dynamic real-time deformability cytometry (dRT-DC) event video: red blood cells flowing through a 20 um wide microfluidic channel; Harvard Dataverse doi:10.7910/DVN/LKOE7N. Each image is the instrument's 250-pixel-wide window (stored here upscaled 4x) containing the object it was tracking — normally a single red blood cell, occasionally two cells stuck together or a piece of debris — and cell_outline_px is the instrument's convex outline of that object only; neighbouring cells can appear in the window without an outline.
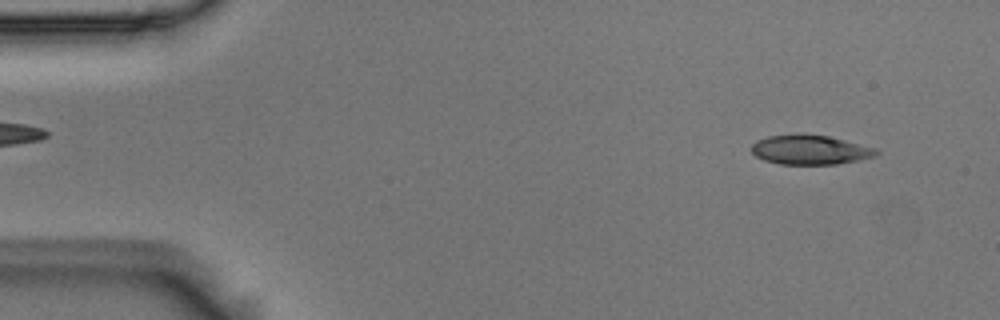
{"species": "Egyptian fruit bat (a non-hibernating species)", "species_latin": "Rousettus aegyptiacus", "temperature_condition": "room temperature", "stored_images_in_passage": 55, "camera_frame_rate_fps": 3000, "um_per_image_px": 0.085, "animal": {"sex": "male"}, "frame": {"image": 1, "passage_image": 5, "time_ms": 1.333, "image_size_px": [1000, 320], "cell_outline_px": [[880, 152], [876, 156], [836, 164], [780, 164], [764, 160], [756, 156], [752, 152], [752, 144], [756, 140], [768, 136], [828, 136], [876, 148]], "centroid_in_image_um": [68.87, 12.76], "position_along_channel_um": 16.1, "area_um2": 20.75}}
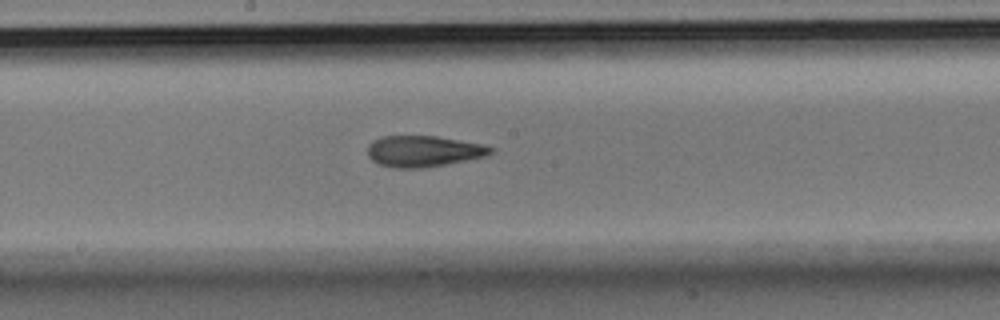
{"frame": {"image": 2, "passage_image": 29, "time_ms": 9.333, "image_size_px": [1000, 320], "cell_outline_px": [[496, 152], [488, 156], [424, 168], [392, 168], [376, 164], [368, 156], [368, 144], [372, 140], [380, 136], [436, 136], [484, 144], [496, 148]], "centroid_in_image_um": [36.02, 12.85], "position_along_channel_um": 212.2, "area_um2": 22.77}}
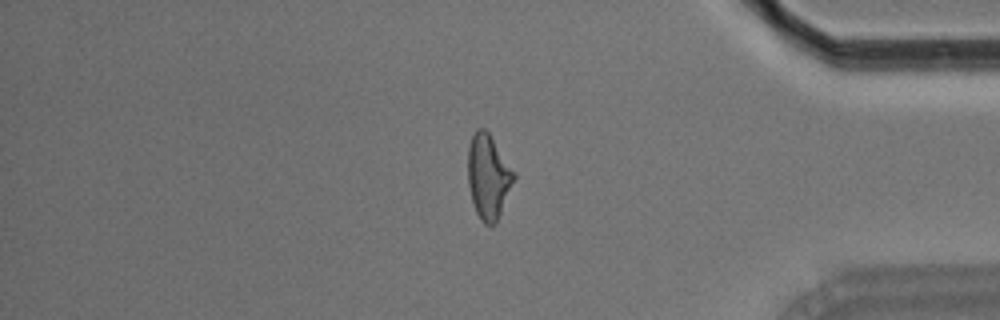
{"frame": {"image": 3, "passage_image": 46, "time_ms": 15.0, "image_size_px": [1000, 320], "cell_outline_px": [[516, 176], [496, 224], [484, 224], [480, 220], [476, 212], [472, 200], [468, 184], [468, 148], [472, 136], [476, 128], [484, 128], [488, 132], [516, 172]], "centroid_in_image_um": [41.51, 15.01], "position_along_channel_um": 393.7, "area_um2": 22.66}, "authors_computed_cell_mechanics": {"area_um2": 22.1952, "velocity_mm_per_s": 3.6676, "shape_relaxation_time_tau1_ms": null, "shape_relaxation_time_tau2_ms": 3.455, "deformation_change_tau1": null, "deformation_change_tau2": 0.128}}